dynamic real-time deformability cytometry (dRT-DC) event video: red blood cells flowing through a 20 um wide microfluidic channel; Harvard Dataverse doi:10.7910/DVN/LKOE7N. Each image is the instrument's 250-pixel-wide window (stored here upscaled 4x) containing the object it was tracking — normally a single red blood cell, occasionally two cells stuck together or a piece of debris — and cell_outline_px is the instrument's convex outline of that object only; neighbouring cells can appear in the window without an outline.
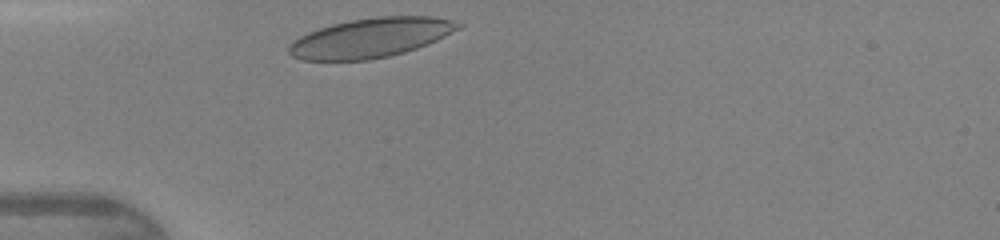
{"species": "human", "species_latin": "Homo sapiens", "temperature_condition": "warm", "stored_images_in_passage": 25, "camera_frame_rate_fps": 3000, "um_per_image_px": 0.085, "donor": {"sex": "female"}, "frame": {"image": 1, "passage_image": 1, "time_ms": 0.0, "image_size_px": [1000, 240], "cell_outline_px": [[464, 24], [460, 28], [428, 44], [404, 52], [388, 56], [368, 60], [304, 60], [292, 56], [288, 52], [288, 44], [292, 40], [308, 32], [332, 24], [348, 20], [376, 16], [432, 16], [452, 20]], "centroid_in_image_um": [31.49, 3.2], "position_along_channel_um": 53.5, "area_um2": 38.96}}
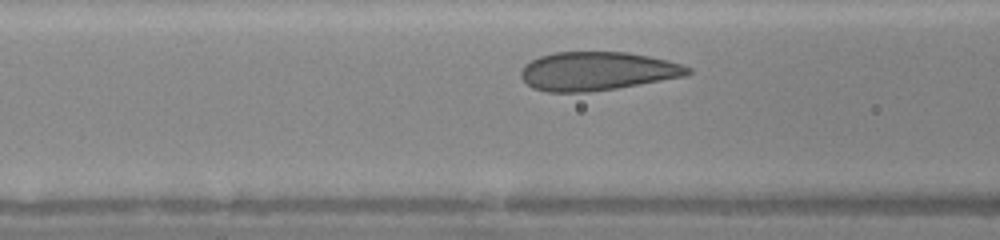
{"frame": {"image": 2, "passage_image": 6, "time_ms": 1.667, "image_size_px": [1000, 240], "cell_outline_px": [[692, 72], [684, 76], [616, 88], [588, 92], [548, 92], [532, 88], [520, 76], [520, 72], [524, 64], [540, 56], [556, 52], [628, 52], [668, 60], [692, 68]], "centroid_in_image_um": [50.74, 6.04], "position_along_channel_um": 115.9, "area_um2": 37.4}}
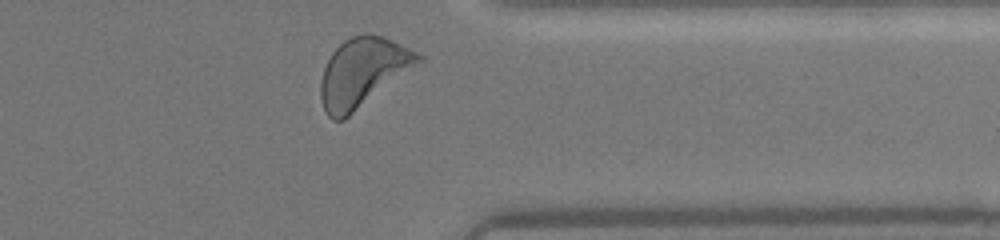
{"frame": {"image": 3, "passage_image": 24, "time_ms": 7.667, "image_size_px": [1000, 240], "cell_outline_px": [[424, 60], [344, 120], [332, 120], [328, 116], [324, 108], [320, 96], [320, 80], [324, 68], [332, 52], [344, 40], [352, 36], [364, 32], [368, 32], [384, 36], [424, 56]], "centroid_in_image_um": [30.83, 6.14], "position_along_channel_um": 380.6, "area_um2": 39.13}}